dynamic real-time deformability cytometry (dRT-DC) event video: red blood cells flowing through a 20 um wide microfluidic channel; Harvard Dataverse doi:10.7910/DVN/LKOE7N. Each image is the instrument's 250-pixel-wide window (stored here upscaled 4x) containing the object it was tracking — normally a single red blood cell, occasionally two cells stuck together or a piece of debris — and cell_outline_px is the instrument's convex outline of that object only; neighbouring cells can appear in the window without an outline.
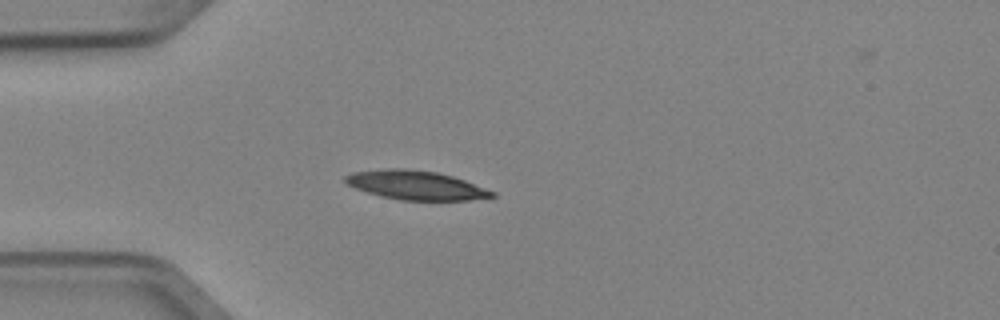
{"species": "Egyptian fruit bat (a non-hibernating species)", "species_latin": "Rousettus aegyptiacus", "temperature_condition": "cold", "stored_images_in_passage": 4, "camera_frame_rate_fps": 3000, "um_per_image_px": 0.085, "animal": {"sex": "female"}, "frame": {"image": 1, "passage_image": 3, "time_ms": 0.667, "image_size_px": [1000, 320], "cell_outline_px": [[496, 196], [468, 200], [400, 200], [380, 196], [356, 188], [348, 184], [344, 180], [344, 176], [352, 172], [388, 168], [404, 168], [436, 172], [452, 176], [464, 180], [496, 192]], "centroid_in_image_um": [35.34, 15.74], "position_along_channel_um": 49.7, "area_um2": 24.68}}